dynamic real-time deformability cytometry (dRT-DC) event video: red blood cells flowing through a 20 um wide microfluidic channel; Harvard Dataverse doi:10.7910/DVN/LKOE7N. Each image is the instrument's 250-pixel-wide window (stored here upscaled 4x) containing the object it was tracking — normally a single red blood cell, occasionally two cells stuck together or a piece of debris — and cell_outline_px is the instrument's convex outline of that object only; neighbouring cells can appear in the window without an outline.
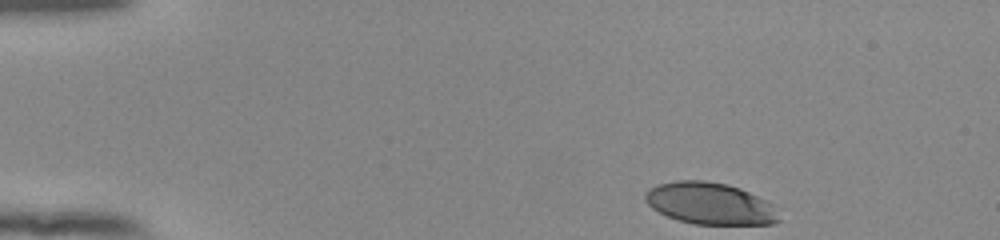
{"species": "human", "species_latin": "Homo sapiens", "temperature_condition": "room temperature", "stored_images_in_passage": 39, "camera_frame_rate_fps": 3000, "um_per_image_px": 0.085, "donor": {"sex": "female"}, "frame": {"image": 1, "passage_image": 1, "time_ms": 0.0, "image_size_px": [1000, 240], "cell_outline_px": [[780, 220], [772, 224], [692, 224], [668, 216], [652, 208], [644, 200], [644, 192], [656, 184], [676, 180], [704, 180], [728, 184], [740, 188], [772, 204]], "centroid_in_image_um": [60.3, 17.28], "position_along_channel_um": 24.7, "area_um2": 32.48}}
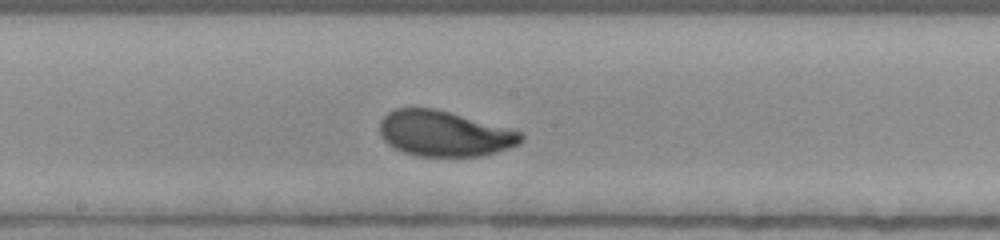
{"frame": {"image": 2, "passage_image": 23, "time_ms": 7.333, "image_size_px": [1000, 240], "cell_outline_px": [[524, 140], [520, 144], [496, 152], [480, 156], [416, 156], [404, 152], [388, 144], [380, 136], [380, 120], [388, 112], [396, 108], [436, 108], [524, 132]], "centroid_in_image_um": [37.79, 11.35], "position_along_channel_um": 210.4, "area_um2": 37.69}}
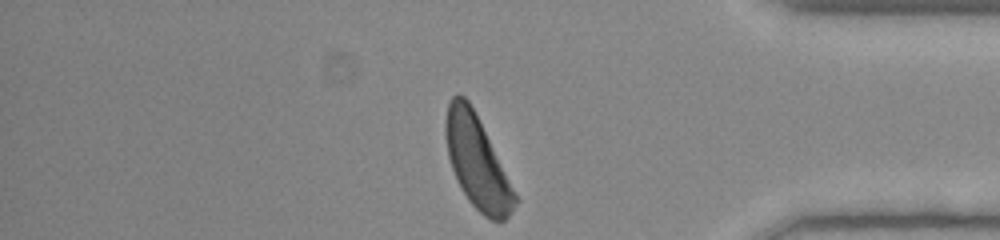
{"frame": {"image": 3, "passage_image": 39, "time_ms": 12.667, "image_size_px": [1000, 240], "cell_outline_px": [[520, 200], [512, 212], [500, 224], [484, 216], [468, 200], [460, 188], [456, 180], [448, 156], [444, 132], [444, 120], [448, 104], [452, 96], [456, 92], [460, 92], [468, 100]], "centroid_in_image_um": [40.54, 13.81], "position_along_channel_um": 394.7, "area_um2": 37.28}, "authors_computed_cell_mechanics": {"area_um2": 36.992, "velocity_mm_per_s": 3.8413, "shape_relaxation_time_tau1_ms": 2.3184, "shape_relaxation_time_tau2_ms": null, "deformation_change_tau1": 0.1394, "deformation_change_tau2": null}}